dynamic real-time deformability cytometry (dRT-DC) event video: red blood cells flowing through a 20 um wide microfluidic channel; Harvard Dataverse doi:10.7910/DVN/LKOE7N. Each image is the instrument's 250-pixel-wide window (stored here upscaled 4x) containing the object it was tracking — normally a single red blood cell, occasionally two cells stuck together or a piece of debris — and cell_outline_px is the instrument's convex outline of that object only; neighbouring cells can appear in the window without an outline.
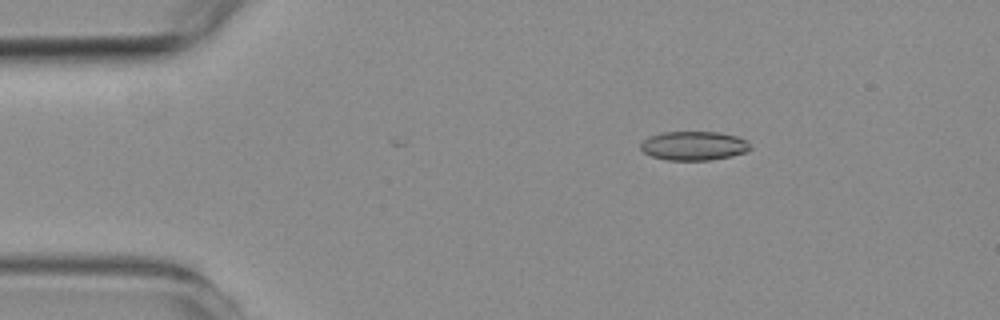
{"species": "common noctule bat (a hibernating species)", "species_latin": "Nyctalus noctula", "temperature_condition": "room temperature", "stored_images_in_passage": 5, "camera_frame_rate_fps": 3000, "um_per_image_px": 0.085, "animal": {"sex": "female", "body_mass_g": 19.3, "forearm_length_mm": 54.1}, "frame": {"image": 1, "passage_image": 2, "time_ms": 1.667, "image_size_px": [1000, 320], "cell_outline_px": [[752, 148], [748, 152], [732, 156], [712, 160], [668, 160], [652, 156], [644, 152], [640, 148], [640, 144], [648, 136], [664, 132], [720, 132], [736, 136], [748, 140]], "centroid_in_image_um": [59.02, 12.39], "position_along_channel_um": 26.0, "area_um2": 18.73}}
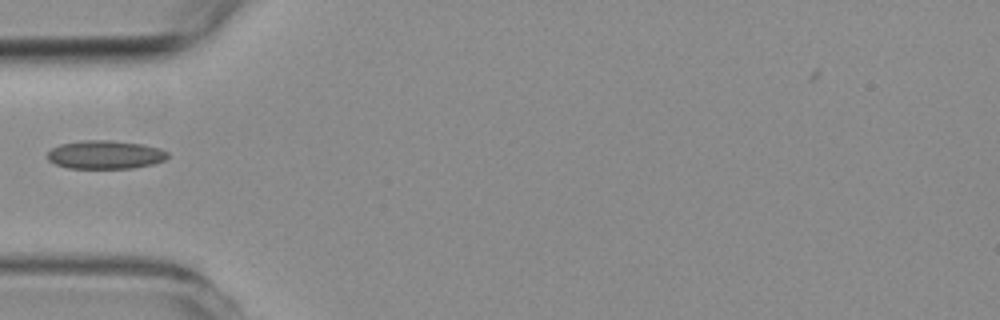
{"frame": {"image": 2, "passage_image": 4, "time_ms": 4.667, "image_size_px": [1000, 320], "cell_outline_px": [[168, 156], [164, 160], [152, 164], [132, 168], [68, 168], [56, 164], [48, 160], [48, 152], [52, 148], [60, 144], [84, 140], [108, 140], [144, 144], [160, 148], [168, 152]], "centroid_in_image_um": [8.95, 13.14], "position_along_channel_um": 76.0, "area_um2": 19.88}}
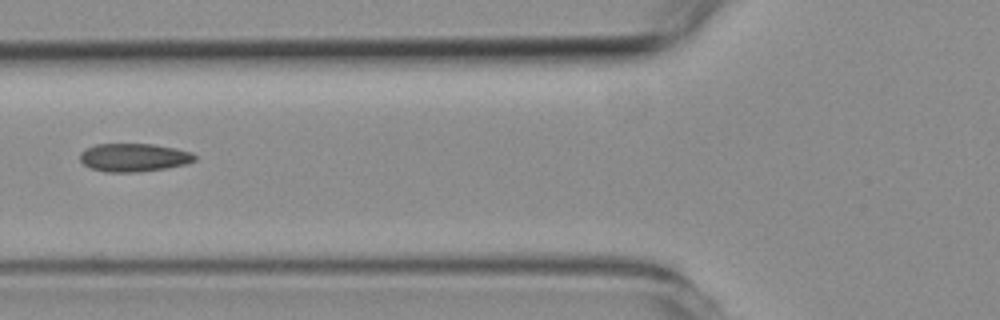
{"frame": {"image": 3, "passage_image": 5, "time_ms": 5.667, "image_size_px": [1000, 320], "cell_outline_px": [[196, 160], [184, 164], [164, 168], [136, 172], [104, 172], [92, 168], [84, 164], [80, 160], [80, 152], [96, 144], [152, 144], [176, 148], [192, 152], [196, 156]], "centroid_in_image_um": [11.38, 13.38], "position_along_channel_um": 114.4, "area_um2": 18.73}}